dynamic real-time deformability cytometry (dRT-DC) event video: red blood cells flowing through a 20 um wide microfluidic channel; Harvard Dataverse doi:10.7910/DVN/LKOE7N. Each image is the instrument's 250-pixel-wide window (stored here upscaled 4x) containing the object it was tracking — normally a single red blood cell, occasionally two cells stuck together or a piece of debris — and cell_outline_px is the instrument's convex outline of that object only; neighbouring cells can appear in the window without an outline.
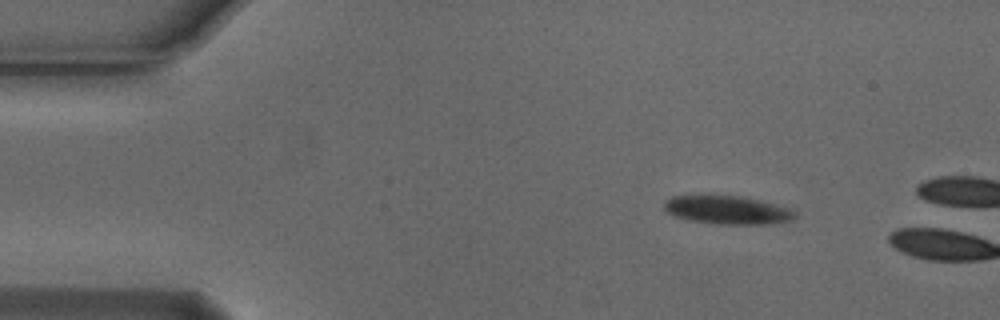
{"species": "Egyptian fruit bat (a non-hibernating species)", "species_latin": "Rousettus aegyptiacus", "temperature_condition": "cold", "stored_images_in_passage": 2, "camera_frame_rate_fps": 3000, "um_per_image_px": 0.085, "animal": {"sex": "male"}, "frame": {"image": 1, "passage_image": 1, "time_ms": 0.0, "image_size_px": [1000, 320], "cell_outline_px": [[796, 216], [792, 220], [772, 224], [716, 224], [688, 220], [672, 216], [664, 208], [664, 200], [672, 196], [744, 196], [764, 200], [788, 208], [796, 212]], "centroid_in_image_um": [61.84, 17.85], "position_along_channel_um": 23.2, "area_um2": 21.85}}